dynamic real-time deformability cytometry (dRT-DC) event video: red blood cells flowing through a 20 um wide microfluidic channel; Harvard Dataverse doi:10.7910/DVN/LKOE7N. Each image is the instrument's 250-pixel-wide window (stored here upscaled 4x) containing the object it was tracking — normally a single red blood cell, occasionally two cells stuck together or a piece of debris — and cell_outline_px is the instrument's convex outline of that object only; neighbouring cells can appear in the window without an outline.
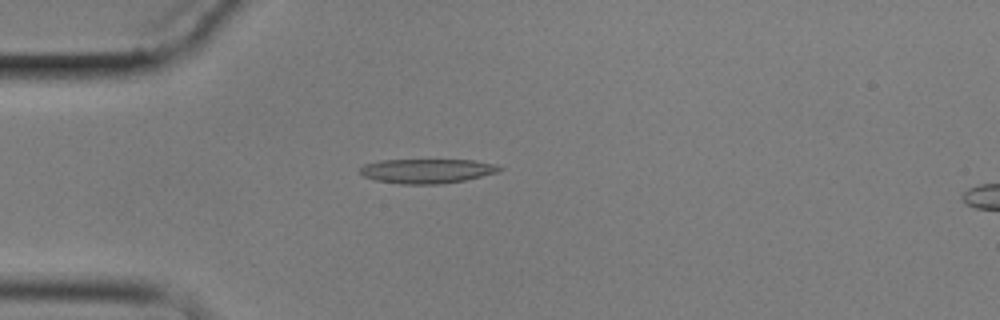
{"species": "common noctule bat (a hibernating species)", "species_latin": "Nyctalus noctula", "temperature_condition": "cold", "stored_images_in_passage": 12, "camera_frame_rate_fps": 3000, "um_per_image_px": 0.085, "animal": {"sex": "male", "body_mass_g": 17.9}, "frame": {"image": 1, "passage_image": 3, "time_ms": 4.667, "image_size_px": [1000, 320], "cell_outline_px": [[504, 168], [496, 172], [464, 180], [436, 184], [400, 184], [376, 180], [364, 176], [360, 172], [360, 168], [364, 164], [380, 160], [476, 160], [496, 164]], "centroid_in_image_um": [36.28, 14.52], "position_along_channel_um": 48.7, "area_um2": 19.71}}
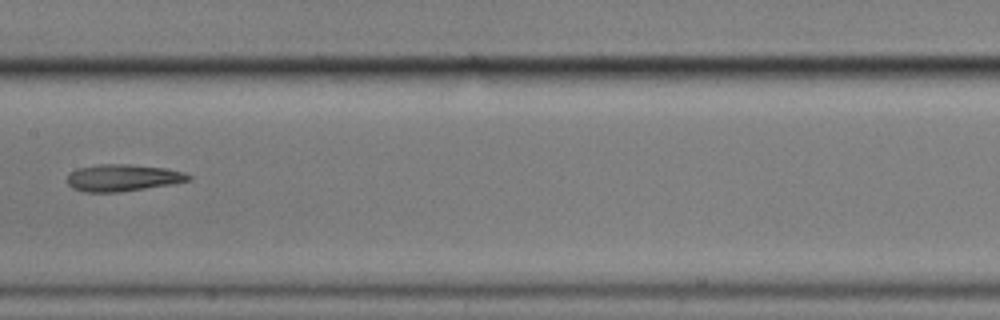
{"frame": {"image": 2, "passage_image": 7, "time_ms": 9.333, "image_size_px": [1000, 320], "cell_outline_px": [[192, 180], [172, 184], [120, 192], [84, 192], [72, 188], [68, 184], [68, 172], [76, 168], [100, 164], [128, 164], [164, 168], [184, 172], [192, 176]], "centroid_in_image_um": [10.42, 15.11], "position_along_channel_um": 197.0, "area_um2": 19.13}}
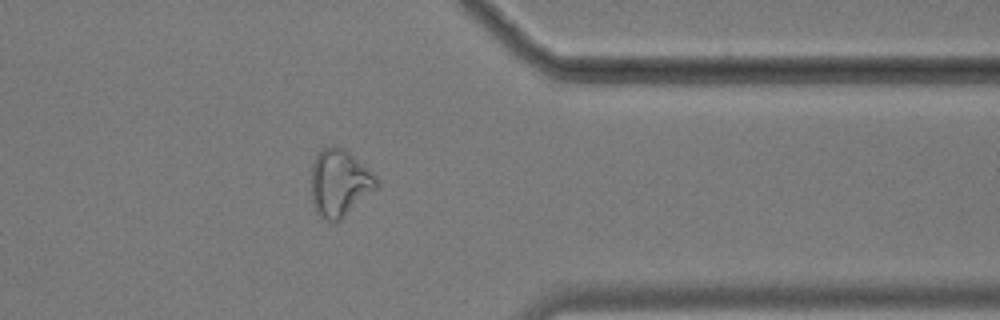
{"frame": {"image": 3, "passage_image": 12, "time_ms": 15.0, "image_size_px": [1000, 320], "cell_outline_px": [[380, 184], [376, 188], [336, 224], [332, 224], [320, 216], [316, 212], [312, 204], [312, 164], [316, 152], [320, 148], [332, 144], [344, 148], [368, 168], [380, 180]], "centroid_in_image_um": [28.84, 15.54], "position_along_channel_um": 382.6, "area_um2": 25.95}, "authors_computed_cell_mechanics": {"area_um2": 19.2185, "velocity_mm_per_s": 3.4594, "shape_relaxation_time_tau1_ms": null, "shape_relaxation_time_tau2_ms": 7.3302, "deformation_change_tau1": null, "deformation_change_tau2": 0.1748}}